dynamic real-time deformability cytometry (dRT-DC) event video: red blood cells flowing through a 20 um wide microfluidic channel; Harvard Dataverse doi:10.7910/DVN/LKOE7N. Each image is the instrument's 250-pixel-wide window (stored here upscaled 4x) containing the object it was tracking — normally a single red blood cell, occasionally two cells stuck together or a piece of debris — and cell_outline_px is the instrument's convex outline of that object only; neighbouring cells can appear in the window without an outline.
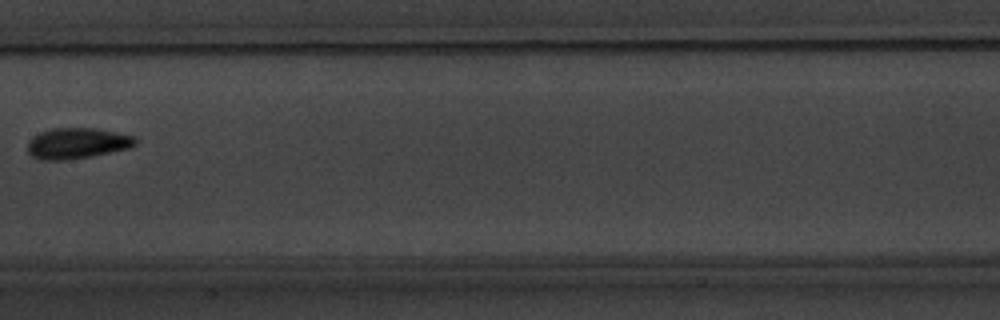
{"species": "common noctule bat (a hibernating species)", "species_latin": "Nyctalus noctula", "temperature_condition": "warm", "stored_images_in_passage": 11, "camera_frame_rate_fps": 3000, "um_per_image_px": 0.085, "animal": {"sex": "male", "body_mass_g": 20.1, "forearm_length_mm": 53.5}, "frame": {"image": 1, "passage_image": 4, "time_ms": 3.667, "image_size_px": [1000, 320], "cell_outline_px": [[136, 144], [132, 148], [92, 156], [68, 160], [40, 160], [32, 156], [28, 152], [28, 140], [32, 136], [40, 132], [52, 128], [96, 128], [116, 132], [132, 136], [136, 140]], "centroid_in_image_um": [6.54, 12.18], "position_along_channel_um": 200.9, "area_um2": 19.54}}
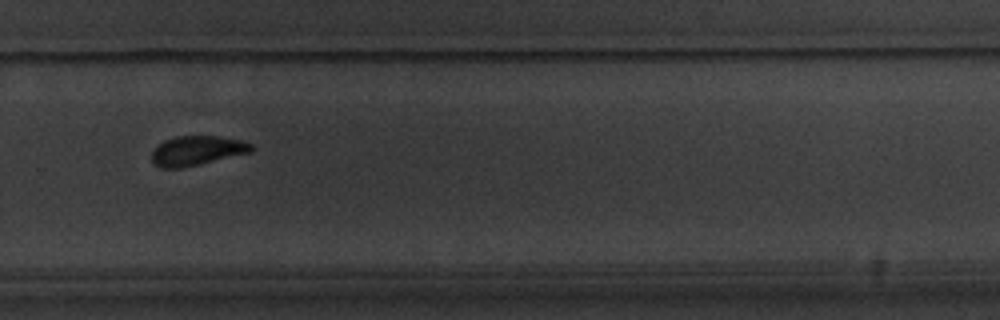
{"frame": {"image": 2, "passage_image": 7, "time_ms": 7.0, "image_size_px": [1000, 320], "cell_outline_px": [[252, 152], [184, 168], [160, 168], [152, 160], [152, 152], [164, 140], [176, 136], [216, 136], [240, 140], [252, 144]], "centroid_in_image_um": [16.75, 12.81], "position_along_channel_um": 313.1, "area_um2": 17.05}}
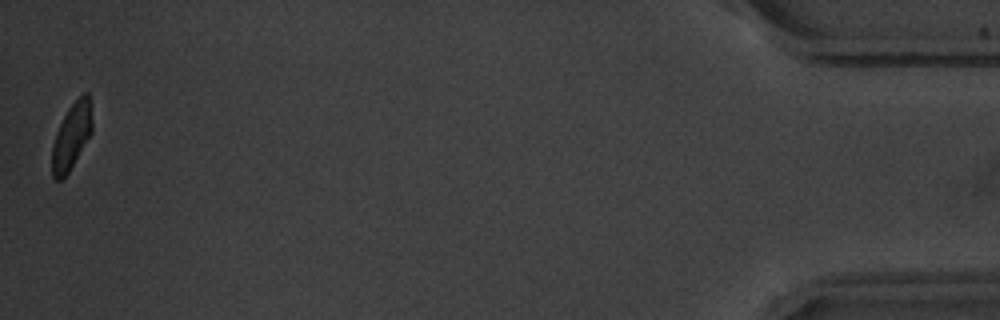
{"frame": {"image": 3, "passage_image": 11, "time_ms": 13.0, "image_size_px": [1000, 320], "cell_outline_px": [[92, 132], [68, 172], [60, 180], [56, 180], [52, 176], [52, 148], [56, 132], [68, 108], [84, 92], [88, 92], [92, 120]], "centroid_in_image_um": [6.08, 11.57], "position_along_channel_um": 429.1, "area_um2": 15.14}}